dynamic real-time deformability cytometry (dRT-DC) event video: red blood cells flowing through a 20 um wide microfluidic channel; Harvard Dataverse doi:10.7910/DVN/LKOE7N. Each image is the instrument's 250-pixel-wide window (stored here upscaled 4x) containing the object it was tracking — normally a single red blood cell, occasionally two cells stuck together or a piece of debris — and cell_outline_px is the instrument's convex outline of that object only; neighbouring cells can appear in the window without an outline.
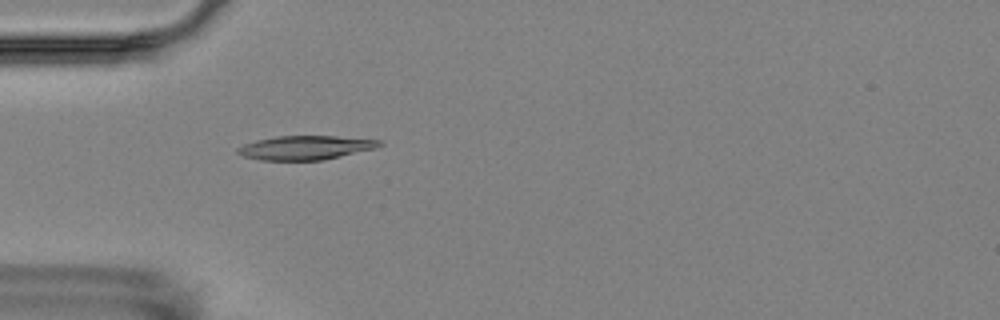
{"species": "Egyptian fruit bat (a non-hibernating species)", "species_latin": "Rousettus aegyptiacus", "temperature_condition": "room temperature", "stored_images_in_passage": 1, "camera_frame_rate_fps": 3000, "um_per_image_px": 0.085, "animal": {"sex": "female"}, "frame": {"image": 1, "passage_image": 1, "time_ms": 0.0, "image_size_px": [1000, 320], "cell_outline_px": [[384, 144], [376, 148], [324, 160], [260, 160], [244, 156], [236, 152], [236, 148], [244, 144], [256, 140], [276, 136], [336, 136], [380, 140]], "centroid_in_image_um": [25.96, 12.55], "position_along_channel_um": 59.0, "area_um2": 19.83}}